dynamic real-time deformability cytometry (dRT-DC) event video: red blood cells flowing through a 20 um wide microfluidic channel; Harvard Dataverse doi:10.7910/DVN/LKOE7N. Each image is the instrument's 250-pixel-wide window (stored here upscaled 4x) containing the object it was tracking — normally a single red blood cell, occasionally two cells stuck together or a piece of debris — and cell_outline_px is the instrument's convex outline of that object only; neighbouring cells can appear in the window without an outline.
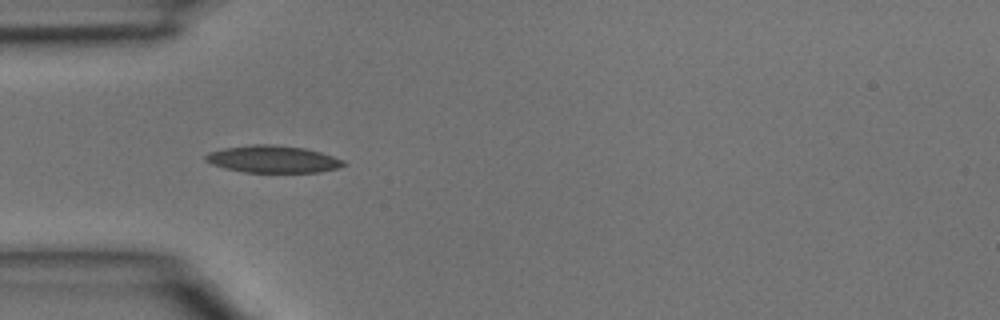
{"species": "common noctule bat (a hibernating species)", "species_latin": "Nyctalus noctula", "temperature_condition": "room temperature", "stored_images_in_passage": 4, "camera_frame_rate_fps": 3000, "um_per_image_px": 0.085, "animal": {"sex": "male", "body_mass_g": 15.6}, "frame": {"image": 1, "passage_image": 3, "time_ms": 0.667, "image_size_px": [1000, 320], "cell_outline_px": [[348, 164], [336, 168], [320, 172], [244, 172], [224, 168], [212, 164], [204, 160], [204, 156], [208, 152], [224, 148], [252, 144], [272, 144], [304, 148], [320, 152], [344, 160]], "centroid_in_image_um": [23.17, 13.52], "position_along_channel_um": 61.8, "area_um2": 21.85}}